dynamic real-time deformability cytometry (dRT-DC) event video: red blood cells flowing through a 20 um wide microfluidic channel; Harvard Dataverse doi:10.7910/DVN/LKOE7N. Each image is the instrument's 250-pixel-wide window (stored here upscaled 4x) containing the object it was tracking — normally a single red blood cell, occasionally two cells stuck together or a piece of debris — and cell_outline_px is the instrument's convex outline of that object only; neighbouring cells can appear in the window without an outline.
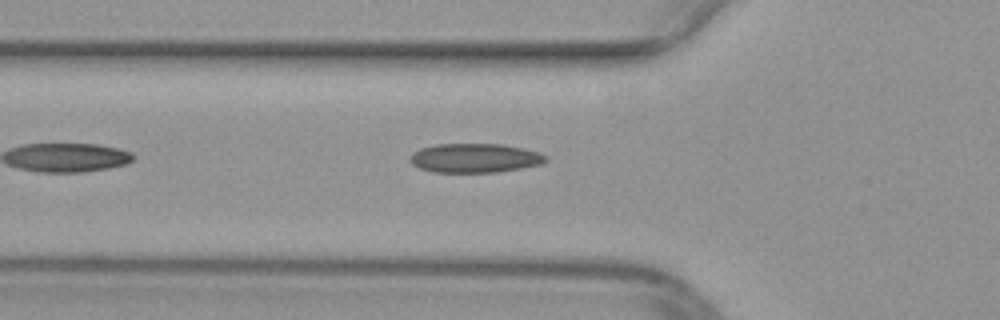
{"species": "common noctule bat (a hibernating species)", "species_latin": "Nyctalus noctula", "temperature_condition": "warm", "stored_images_in_passage": 37, "segment_of_instrument_passage": [1, 2], "camera_frame_rate_fps": 3000, "um_per_image_px": 0.085, "animal": {"sex": "female", "body_mass_g": 29.2, "forearm_length_mm": 56.3}, "frame": {"image": 1, "passage_image": 3, "time_ms": 0.667, "image_size_px": [1000, 320], "cell_outline_px": [[548, 160], [540, 164], [520, 168], [496, 172], [432, 172], [420, 168], [412, 164], [408, 160], [408, 156], [412, 152], [420, 148], [436, 144], [504, 144], [524, 148], [540, 152], [548, 156]], "centroid_in_image_um": [40.34, 13.42], "position_along_channel_um": 85.5, "area_um2": 23.29}}
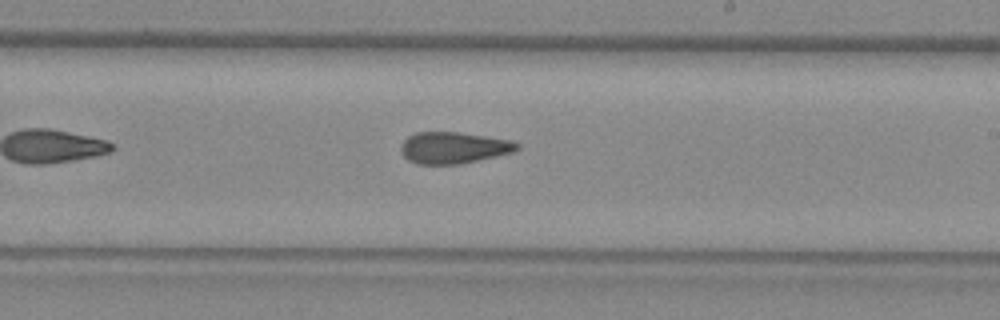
{"frame": {"image": 2, "passage_image": 15, "time_ms": 4.667, "image_size_px": [1000, 320], "cell_outline_px": [[520, 148], [512, 152], [460, 164], [416, 164], [408, 160], [400, 152], [400, 144], [408, 136], [416, 132], [460, 132], [512, 140], [520, 144]], "centroid_in_image_um": [38.53, 12.55], "position_along_channel_um": 250.5, "area_um2": 21.44}}
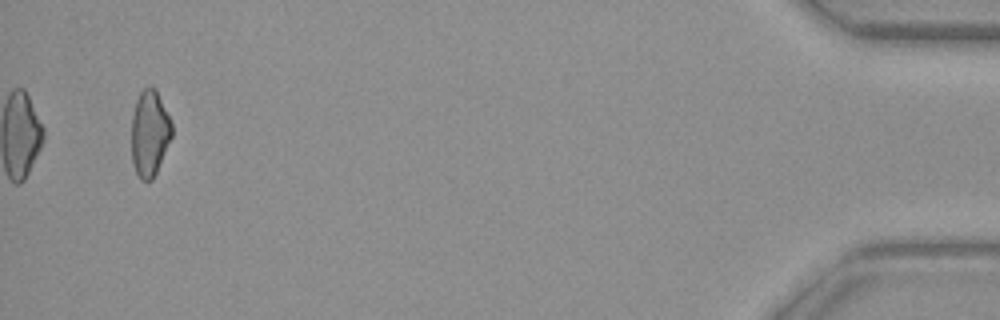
{"frame": {"image": 3, "passage_image": 34, "time_ms": 11.0, "image_size_px": [1000, 320], "cell_outline_px": [[172, 136], [156, 172], [152, 180], [140, 180], [132, 164], [132, 116], [136, 100], [140, 92], [144, 88], [156, 88], [172, 124]], "centroid_in_image_um": [12.71, 11.33], "position_along_channel_um": 422.5, "area_um2": 20.06}}